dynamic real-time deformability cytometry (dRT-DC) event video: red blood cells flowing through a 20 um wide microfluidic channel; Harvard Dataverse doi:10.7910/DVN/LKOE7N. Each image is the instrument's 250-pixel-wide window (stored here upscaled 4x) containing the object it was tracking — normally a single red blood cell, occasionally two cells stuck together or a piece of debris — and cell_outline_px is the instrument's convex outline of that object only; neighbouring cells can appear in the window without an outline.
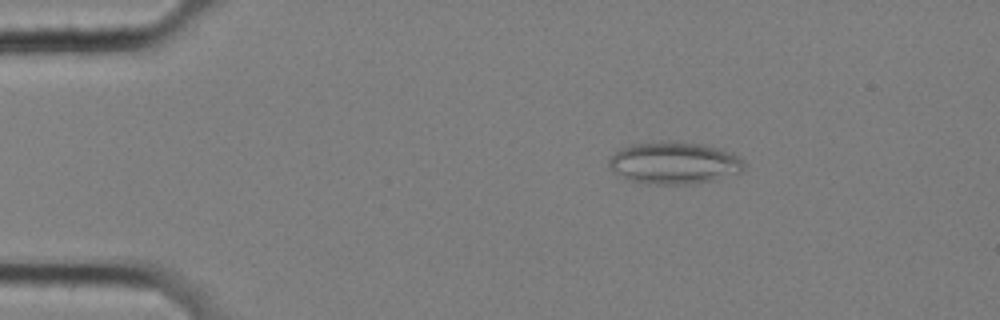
{"species": "common noctule bat (a hibernating species)", "species_latin": "Nyctalus noctula", "temperature_condition": "cold", "stored_images_in_passage": 58, "camera_frame_rate_fps": 3000, "um_per_image_px": 0.085, "animal": {"sex": "female", "body_mass_g": 25.1}, "frame": {"image": 1, "passage_image": 10, "time_ms": 3.0, "image_size_px": [1000, 320], "cell_outline_px": [[744, 168], [740, 172], [708, 180], [684, 184], [656, 184], [632, 180], [624, 176], [612, 168], [608, 164], [608, 160], [620, 148], [632, 144], [668, 140], [676, 140], [700, 144], [716, 148], [728, 152], [736, 156], [744, 164]], "centroid_in_image_um": [57.27, 13.81], "position_along_channel_um": 27.7, "area_um2": 32.25}}
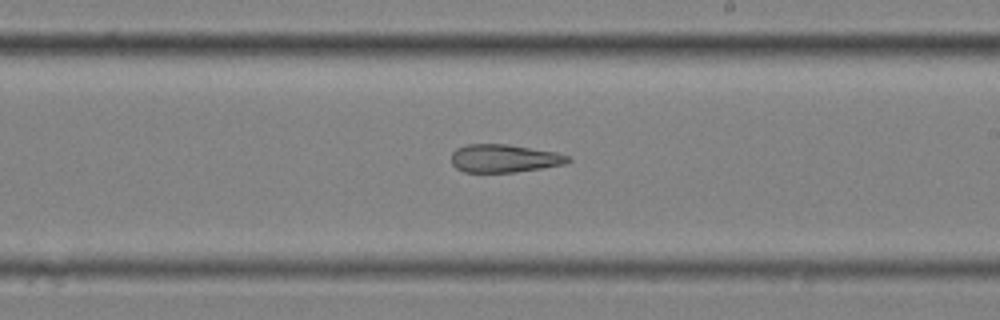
{"frame": {"image": 2, "passage_image": 34, "time_ms": 11.0, "image_size_px": [1000, 320], "cell_outline_px": [[572, 160], [568, 164], [516, 172], [464, 172], [456, 168], [452, 164], [452, 152], [456, 148], [468, 144], [508, 144], [556, 152], [568, 156]], "centroid_in_image_um": [42.88, 13.46], "position_along_channel_um": 246.1, "area_um2": 19.19}}
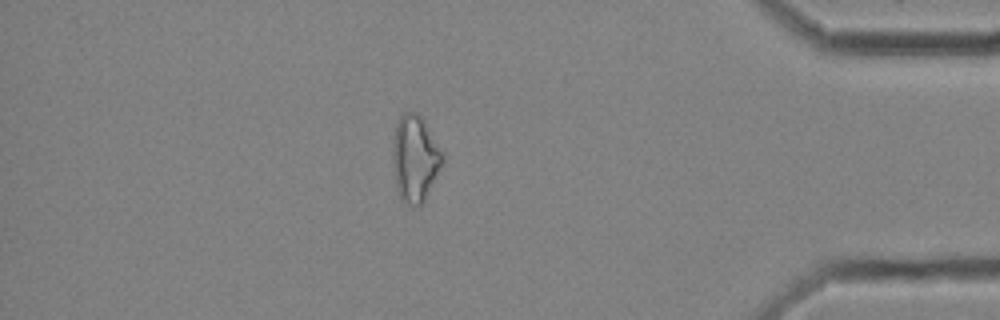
{"frame": {"image": 3, "passage_image": 50, "time_ms": 16.333, "image_size_px": [1000, 320], "cell_outline_px": [[444, 160], [424, 200], [416, 208], [404, 204], [400, 200], [396, 188], [392, 160], [392, 144], [396, 124], [400, 116], [404, 112], [412, 112], [420, 116], [424, 120], [444, 152]], "centroid_in_image_um": [35.26, 13.49], "position_along_channel_um": 399.9, "area_um2": 25.37}, "authors_computed_cell_mechanics": {"area_um2": 24.8829, "velocity_mm_per_s": 3.5239, "shape_relaxation_time_tau1_ms": null, "shape_relaxation_time_tau2_ms": 4.3099, "deformation_change_tau1": null, "deformation_change_tau2": 0.1529}}